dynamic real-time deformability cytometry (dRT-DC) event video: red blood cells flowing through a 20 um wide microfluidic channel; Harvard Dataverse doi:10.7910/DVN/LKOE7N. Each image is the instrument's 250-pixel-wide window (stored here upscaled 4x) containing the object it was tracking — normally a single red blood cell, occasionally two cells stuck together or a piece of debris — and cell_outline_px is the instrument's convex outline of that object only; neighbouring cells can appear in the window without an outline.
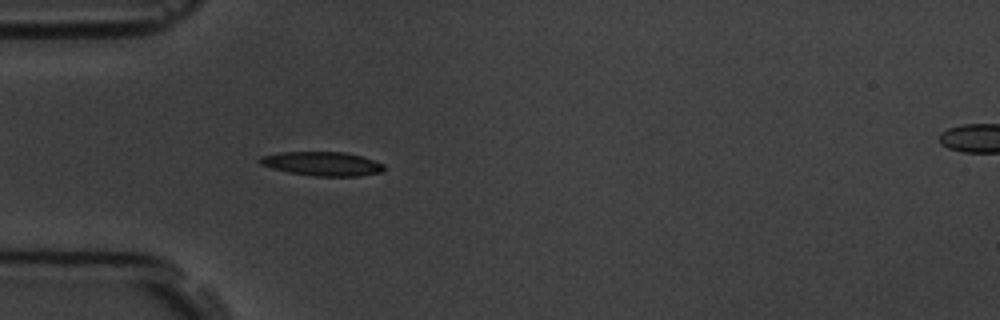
{"species": "common noctule bat (a hibernating species)", "species_latin": "Nyctalus noctula", "temperature_condition": "room temperature", "stored_images_in_passage": 5, "segment_of_instrument_passage": [1, 2], "camera_frame_rate_fps": 3000, "um_per_image_px": 0.085, "animal": {"sex": "male", "body_mass_g": 19.5, "forearm_length_mm": 54.6}, "frame": {"image": 1, "passage_image": 4, "time_ms": 3.333, "image_size_px": [1000, 320], "cell_outline_px": [[384, 172], [356, 176], [312, 176], [288, 172], [272, 168], [260, 164], [260, 156], [280, 152], [344, 152], [360, 156], [384, 164]], "centroid_in_image_um": [27.38, 13.92], "position_along_channel_um": 57.6, "area_um2": 17.28}}